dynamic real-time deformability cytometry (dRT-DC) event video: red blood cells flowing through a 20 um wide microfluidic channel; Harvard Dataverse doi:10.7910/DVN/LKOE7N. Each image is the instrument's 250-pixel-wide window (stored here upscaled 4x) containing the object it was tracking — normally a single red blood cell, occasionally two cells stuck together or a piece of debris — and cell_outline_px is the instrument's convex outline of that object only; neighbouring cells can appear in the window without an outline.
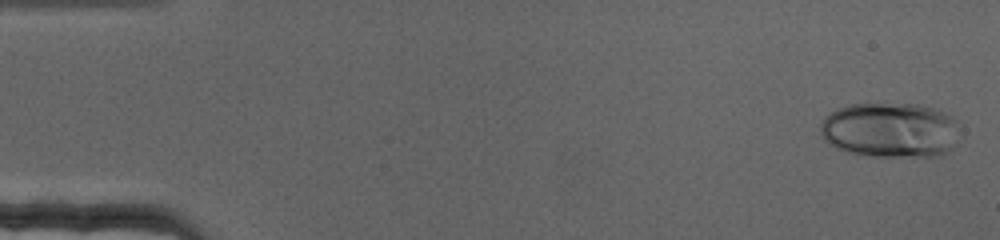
{"species": "human", "species_latin": "Homo sapiens", "temperature_condition": "cold", "stored_images_in_passage": 70, "camera_frame_rate_fps": 3000, "um_per_image_px": 0.085, "donor": {"sex": "female"}, "frame": {"image": 1, "passage_image": 2, "time_ms": 0.333, "image_size_px": [1000, 240], "cell_outline_px": [[956, 120], [952, 148], [940, 156], [868, 156], [848, 152], [836, 148], [828, 144], [824, 140], [820, 132], [820, 124], [836, 108], [852, 104], [920, 104], [936, 108], [952, 116]], "centroid_in_image_um": [75.62, 11.05], "position_along_channel_um": 9.4, "area_um2": 44.56}}
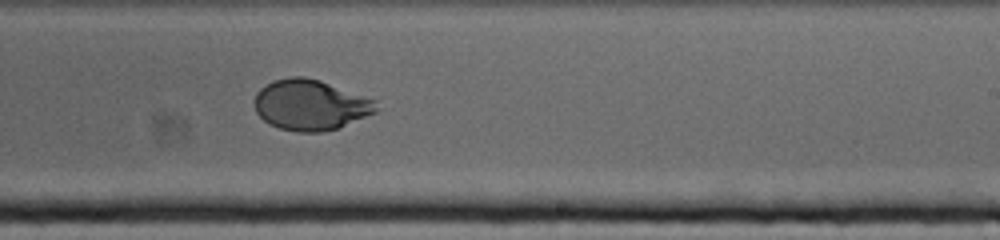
{"frame": {"image": 2, "passage_image": 43, "time_ms": 14.0, "image_size_px": [1000, 240], "cell_outline_px": [[376, 112], [340, 128], [320, 132], [296, 132], [280, 128], [268, 124], [256, 112], [256, 92], [264, 84], [272, 80], [292, 76], [304, 76], [320, 80], [376, 100]], "centroid_in_image_um": [26.38, 8.92], "position_along_channel_um": 262.6, "area_um2": 35.95}}
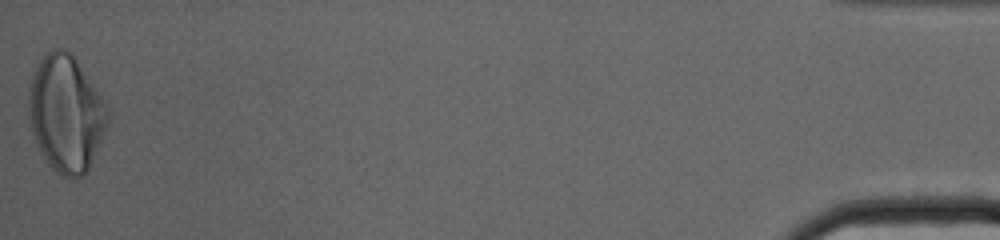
{"frame": {"image": 3, "passage_image": 70, "time_ms": 23.0, "image_size_px": [1000, 240], "cell_outline_px": [[112, 112], [108, 124], [88, 172], [80, 176], [64, 176], [56, 172], [48, 164], [40, 152], [28, 128], [28, 84], [32, 72], [40, 60], [52, 48], [64, 48], [76, 60], [108, 104]], "centroid_in_image_um": [5.59, 9.65], "position_along_channel_um": 429.6, "area_um2": 54.56}}